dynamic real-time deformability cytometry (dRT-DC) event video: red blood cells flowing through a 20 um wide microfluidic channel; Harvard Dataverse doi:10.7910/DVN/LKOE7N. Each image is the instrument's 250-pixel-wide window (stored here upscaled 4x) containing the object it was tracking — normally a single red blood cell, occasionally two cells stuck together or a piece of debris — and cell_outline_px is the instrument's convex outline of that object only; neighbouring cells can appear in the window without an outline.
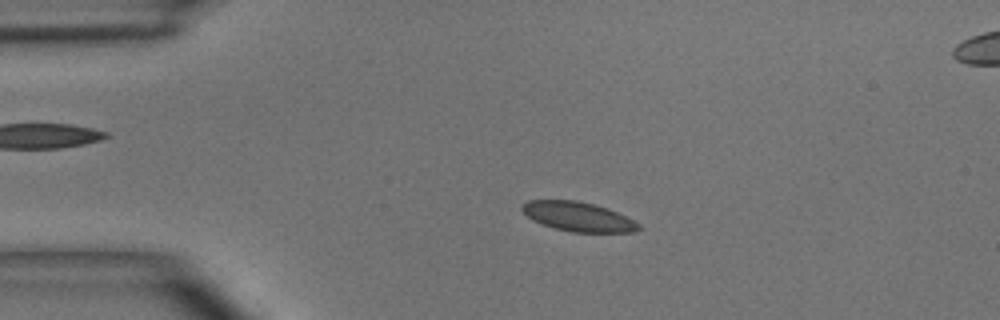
{"species": "common noctule bat (a hibernating species)", "species_latin": "Nyctalus noctula", "temperature_condition": "room temperature", "stored_images_in_passage": 50, "camera_frame_rate_fps": 3000, "um_per_image_px": 0.085, "animal": {"sex": "male", "body_mass_g": 15.6}, "frame": {"image": 1, "passage_image": 10, "time_ms": 3.0, "image_size_px": [1000, 320], "cell_outline_px": [[640, 228], [636, 232], [572, 232], [556, 228], [532, 220], [520, 208], [520, 204], [528, 200], [576, 200], [596, 204], [608, 208], [640, 224]], "centroid_in_image_um": [49.12, 18.4], "position_along_channel_um": 35.9, "area_um2": 19.88}}
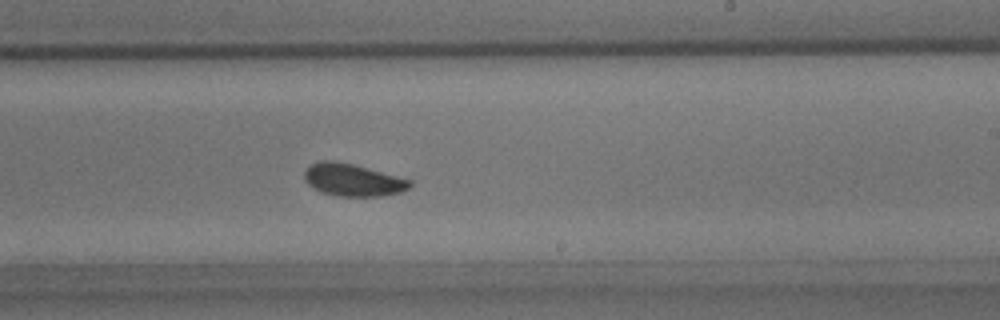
{"frame": {"image": 2, "passage_image": 30, "time_ms": 9.667, "image_size_px": [1000, 320], "cell_outline_px": [[412, 184], [408, 188], [400, 192], [380, 196], [336, 196], [320, 192], [312, 188], [304, 180], [304, 172], [312, 164], [320, 160], [336, 160], [368, 168], [412, 180]], "centroid_in_image_um": [29.95, 15.29], "position_along_channel_um": 259.0, "area_um2": 19.94}}
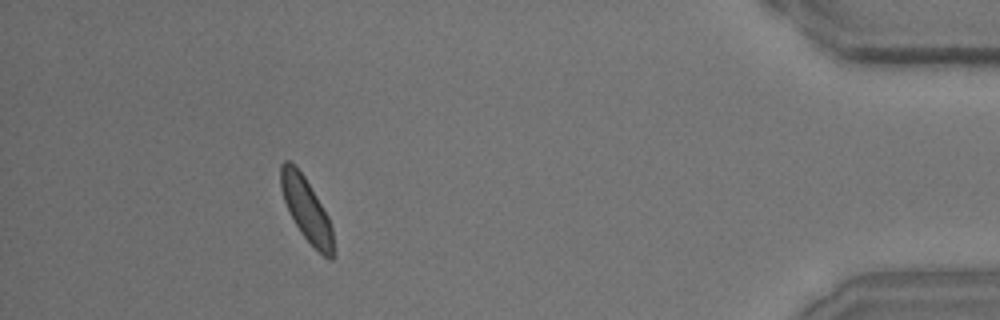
{"frame": {"image": 3, "passage_image": 46, "time_ms": 15.0, "image_size_px": [1000, 320], "cell_outline_px": [[336, 256], [332, 260], [328, 260], [300, 232], [284, 200], [280, 188], [280, 164], [284, 160], [288, 160], [304, 176], [328, 216], [332, 228]], "centroid_in_image_um": [26.07, 17.84], "position_along_channel_um": 409.1, "area_um2": 19.19}, "authors_computed_cell_mechanics": {"area_um2": 19.8832, "velocity_mm_per_s": 3.8629, "shape_relaxation_time_tau1_ms": 5.121, "shape_relaxation_time_tau2_ms": 2.1085, "deformation_change_tau1": 0.1155, "deformation_change_tau2": 0.0482}}